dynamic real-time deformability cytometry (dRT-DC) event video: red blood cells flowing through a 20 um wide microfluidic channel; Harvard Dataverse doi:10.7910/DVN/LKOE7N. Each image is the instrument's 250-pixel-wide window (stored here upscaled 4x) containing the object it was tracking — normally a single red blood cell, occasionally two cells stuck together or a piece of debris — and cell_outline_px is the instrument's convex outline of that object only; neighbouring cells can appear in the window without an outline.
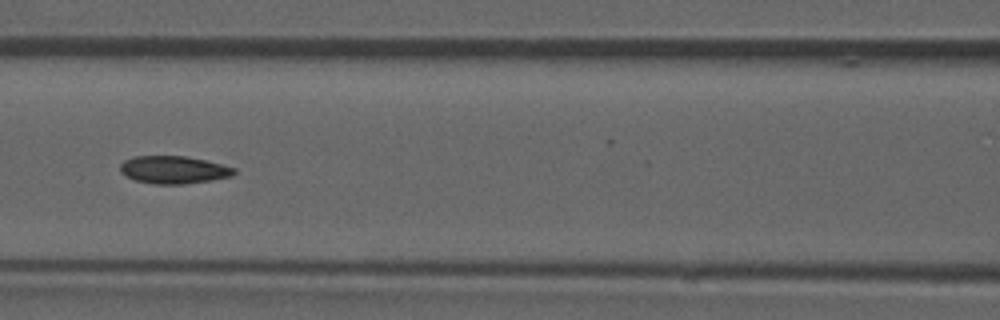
{"species": "common noctule bat (a hibernating species)", "species_latin": "Nyctalus noctula", "temperature_condition": "room temperature", "stored_images_in_passage": 9, "camera_frame_rate_fps": 3000, "um_per_image_px": 0.085, "animal": {"sex": "male", "forearm_length_mm": 52.5}, "frame": {"image": 1, "passage_image": 6, "time_ms": 6.667, "image_size_px": [1000, 320], "cell_outline_px": [[236, 172], [232, 176], [212, 180], [184, 184], [156, 184], [136, 180], [120, 172], [120, 164], [124, 160], [132, 156], [184, 156], [204, 160], [236, 168]], "centroid_in_image_um": [14.76, 14.43], "position_along_channel_um": 151.8, "area_um2": 18.26}}